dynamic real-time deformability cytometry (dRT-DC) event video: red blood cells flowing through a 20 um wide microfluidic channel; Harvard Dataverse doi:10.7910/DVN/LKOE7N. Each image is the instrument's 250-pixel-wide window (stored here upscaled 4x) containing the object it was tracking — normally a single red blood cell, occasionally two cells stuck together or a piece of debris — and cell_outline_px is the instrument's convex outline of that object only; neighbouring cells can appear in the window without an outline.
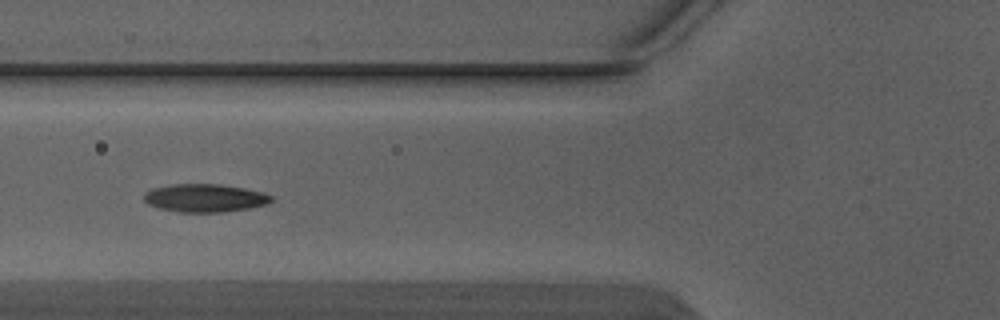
{"species": "Egyptian fruit bat (a non-hibernating species)", "species_latin": "Rousettus aegyptiacus", "temperature_condition": "warm", "stored_images_in_passage": 3, "camera_frame_rate_fps": 3000, "um_per_image_px": 0.085, "animal": {"sex": "male"}, "frame": {"image": 1, "passage_image": 2, "time_ms": 0.333, "image_size_px": [1000, 320], "cell_outline_px": [[272, 200], [268, 204], [248, 208], [224, 212], [176, 212], [160, 208], [148, 204], [144, 200], [144, 192], [152, 188], [168, 184], [220, 184], [244, 188], [264, 192], [272, 196]], "centroid_in_image_um": [17.4, 16.82], "position_along_channel_um": 108.4, "area_um2": 20.98}}
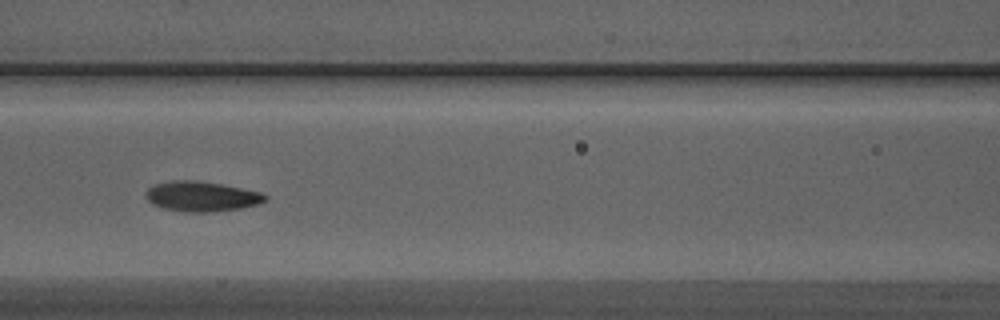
{"frame": {"image": 2, "passage_image": 3, "time_ms": 0.667, "image_size_px": [1000, 320], "cell_outline_px": [[268, 200], [260, 204], [244, 208], [212, 212], [184, 212], [160, 208], [152, 204], [144, 196], [144, 192], [148, 188], [156, 184], [168, 180], [196, 180], [220, 184], [260, 192], [268, 196]], "centroid_in_image_um": [17.11, 16.7], "position_along_channel_um": 149.5, "area_um2": 21.27}}